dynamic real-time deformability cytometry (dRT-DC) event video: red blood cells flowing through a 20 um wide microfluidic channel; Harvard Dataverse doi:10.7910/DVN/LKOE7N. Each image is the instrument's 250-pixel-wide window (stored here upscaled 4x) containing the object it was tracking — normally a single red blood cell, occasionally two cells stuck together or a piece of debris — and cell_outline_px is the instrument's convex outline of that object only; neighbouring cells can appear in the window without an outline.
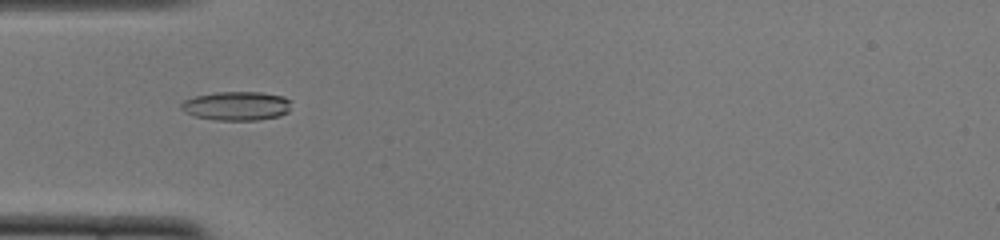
{"species": "common noctule bat (a hibernating species)", "species_latin": "Nyctalus noctula", "temperature_condition": "cold", "stored_images_in_passage": 41, "camera_frame_rate_fps": 3000, "um_per_image_px": 0.085, "animal": {"sex": "female", "body_mass_g": 22.0, "forearm_length_mm": 56.7}, "frame": {"image": 1, "passage_image": 5, "time_ms": 1.333, "image_size_px": [1000, 240], "cell_outline_px": [[292, 100], [288, 112], [280, 116], [256, 120], [216, 120], [192, 116], [184, 112], [180, 108], [180, 104], [184, 100], [196, 96], [212, 92], [260, 92], [284, 96]], "centroid_in_image_um": [20.1, 9.0], "position_along_channel_um": 64.9, "area_um2": 18.84}}
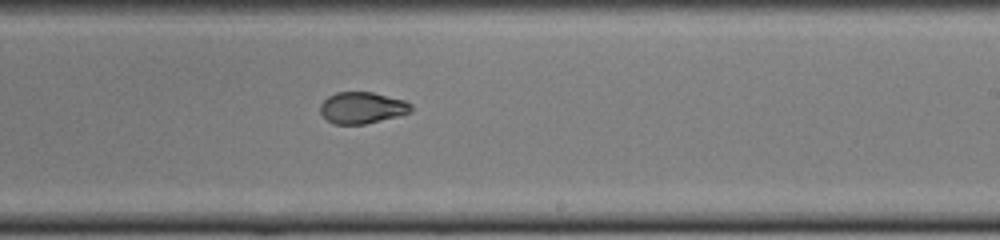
{"frame": {"image": 2, "passage_image": 20, "time_ms": 6.333, "image_size_px": [1000, 240], "cell_outline_px": [[416, 108], [412, 112], [364, 124], [336, 124], [328, 120], [320, 112], [320, 104], [328, 96], [336, 92], [372, 92], [404, 100], [412, 104]], "centroid_in_image_um": [30.81, 9.15], "position_along_channel_um": 258.2, "area_um2": 16.65}}
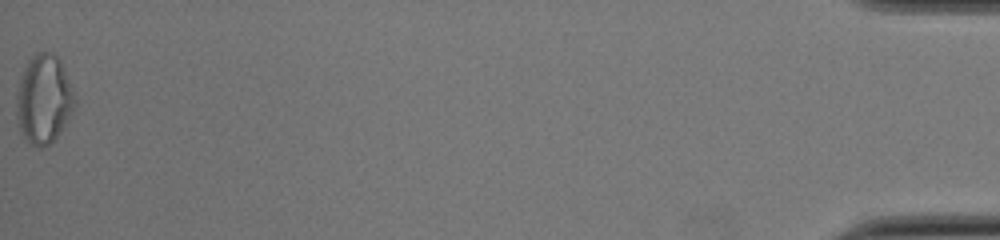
{"frame": {"image": 3, "passage_image": 41, "time_ms": 13.333, "image_size_px": [1000, 240], "cell_outline_px": [[76, 104], [72, 112], [60, 132], [48, 144], [40, 148], [36, 148], [20, 132], [16, 116], [16, 92], [20, 76], [28, 56], [36, 52], [52, 52], [60, 60], [64, 68], [72, 88], [76, 100]], "centroid_in_image_um": [3.69, 8.39], "position_along_channel_um": 431.5, "area_um2": 30.46}, "authors_computed_cell_mechanics": {"area_um2": 17.4556, "velocity_mm_per_s": 3.8783, "shape_relaxation_time_tau1_ms": 8.5319, "shape_relaxation_time_tau2_ms": 1.3927, "deformation_change_tau1": 0.2071, "deformation_change_tau2": 0.061}}